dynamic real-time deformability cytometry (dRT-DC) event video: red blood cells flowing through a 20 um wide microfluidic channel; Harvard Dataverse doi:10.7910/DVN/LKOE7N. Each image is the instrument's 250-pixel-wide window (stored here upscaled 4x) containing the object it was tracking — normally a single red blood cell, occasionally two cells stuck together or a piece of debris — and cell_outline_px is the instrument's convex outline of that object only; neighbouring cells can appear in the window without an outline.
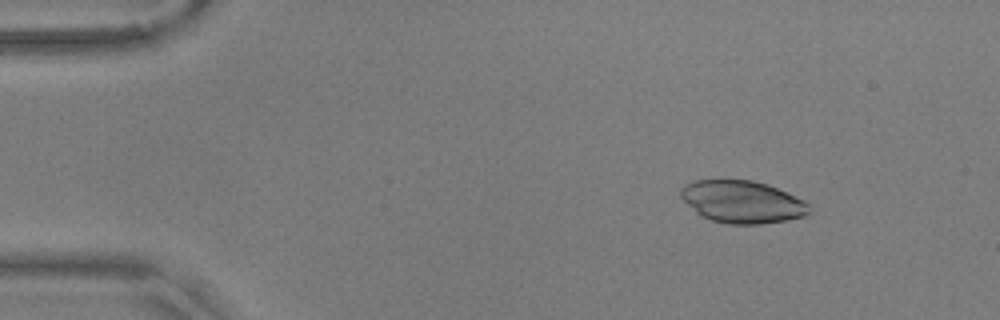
{"species": "common noctule bat (a hibernating species)", "species_latin": "Nyctalus noctula", "temperature_condition": "warm", "stored_images_in_passage": 15, "camera_frame_rate_fps": 3000, "um_per_image_px": 0.085, "animal": {"sex": "male", "body_mass_g": 17.9, "forearm_length_mm": 54.2}, "frame": {"image": 1, "passage_image": 7, "time_ms": 2.0, "image_size_px": [1000, 320], "cell_outline_px": [[812, 212], [804, 216], [788, 220], [760, 224], [728, 224], [712, 220], [696, 212], [680, 196], [680, 188], [684, 184], [692, 180], [752, 180], [768, 184], [804, 200], [808, 204]], "centroid_in_image_um": [63.1, 17.15], "position_along_channel_um": 21.9, "area_um2": 31.73}}